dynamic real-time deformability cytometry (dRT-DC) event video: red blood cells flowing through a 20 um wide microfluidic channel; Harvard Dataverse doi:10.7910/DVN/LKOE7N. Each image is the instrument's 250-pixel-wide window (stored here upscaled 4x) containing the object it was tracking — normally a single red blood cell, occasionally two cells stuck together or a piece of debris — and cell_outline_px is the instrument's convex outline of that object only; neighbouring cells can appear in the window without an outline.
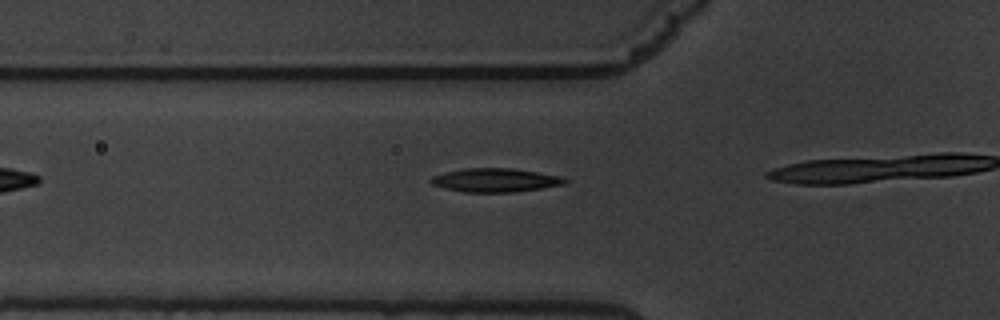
{"species": "common noctule bat (a hibernating species)", "species_latin": "Nyctalus noctula", "temperature_condition": "warm", "stored_images_in_passage": 5, "camera_frame_rate_fps": 3000, "um_per_image_px": 0.085, "animal": {"sex": "male", "body_mass_g": 19.5, "forearm_length_mm": 54.6}, "frame": {"image": 1, "passage_image": 3, "time_ms": 0.667, "image_size_px": [1000, 320], "cell_outline_px": [[568, 184], [512, 192], [464, 192], [444, 188], [432, 184], [428, 180], [432, 176], [444, 172], [464, 168], [512, 168], [560, 176], [568, 180]], "centroid_in_image_um": [42.08, 15.31], "position_along_channel_um": 83.7, "area_um2": 18.5}}